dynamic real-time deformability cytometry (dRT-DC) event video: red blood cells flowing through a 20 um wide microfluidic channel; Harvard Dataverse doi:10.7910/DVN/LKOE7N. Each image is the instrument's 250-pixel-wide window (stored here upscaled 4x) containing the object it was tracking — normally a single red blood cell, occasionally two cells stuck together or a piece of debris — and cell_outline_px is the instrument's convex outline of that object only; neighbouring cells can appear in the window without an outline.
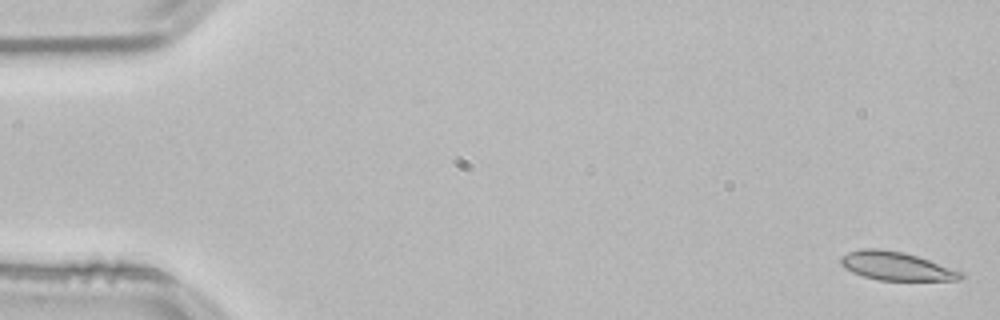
{"species": "common noctule bat (a hibernating species)", "species_latin": "Nyctalus noctula", "temperature_condition": "room temperature", "stored_images_in_passage": 13, "camera_frame_rate_fps": 3000, "um_per_image_px": 0.085, "animal": {"sex": "male", "body_mass_g": 21.5, "forearm_length_mm": 52.0}, "frame": {"image": 1, "passage_image": 1, "time_ms": 0.0, "image_size_px": [1000, 320], "cell_outline_px": [[964, 276], [960, 280], [880, 280], [864, 276], [852, 272], [844, 268], [840, 264], [840, 256], [848, 252], [864, 248], [876, 248], [904, 252], [964, 272]], "centroid_in_image_um": [76.16, 22.61], "position_along_channel_um": 8.8, "area_um2": 19.83}}